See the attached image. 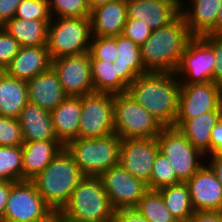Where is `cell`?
<instances>
[{"instance_id": "7dc6e473", "label": "cell", "mask_w": 222, "mask_h": 222, "mask_svg": "<svg viewBox=\"0 0 222 222\" xmlns=\"http://www.w3.org/2000/svg\"><path fill=\"white\" fill-rule=\"evenodd\" d=\"M216 35H222V2L220 4V9H219V11L217 13Z\"/></svg>"}, {"instance_id": "1f68e13d", "label": "cell", "mask_w": 222, "mask_h": 222, "mask_svg": "<svg viewBox=\"0 0 222 222\" xmlns=\"http://www.w3.org/2000/svg\"><path fill=\"white\" fill-rule=\"evenodd\" d=\"M0 180H22L21 146H0Z\"/></svg>"}, {"instance_id": "9a60e30c", "label": "cell", "mask_w": 222, "mask_h": 222, "mask_svg": "<svg viewBox=\"0 0 222 222\" xmlns=\"http://www.w3.org/2000/svg\"><path fill=\"white\" fill-rule=\"evenodd\" d=\"M158 152L157 137L122 139L119 164L130 174L148 184Z\"/></svg>"}, {"instance_id": "7c38bea8", "label": "cell", "mask_w": 222, "mask_h": 222, "mask_svg": "<svg viewBox=\"0 0 222 222\" xmlns=\"http://www.w3.org/2000/svg\"><path fill=\"white\" fill-rule=\"evenodd\" d=\"M99 178L114 210L135 208L148 191L146 183L130 174L119 163L103 172Z\"/></svg>"}, {"instance_id": "ab89813d", "label": "cell", "mask_w": 222, "mask_h": 222, "mask_svg": "<svg viewBox=\"0 0 222 222\" xmlns=\"http://www.w3.org/2000/svg\"><path fill=\"white\" fill-rule=\"evenodd\" d=\"M212 48L215 57L213 82L222 86V35L201 36Z\"/></svg>"}, {"instance_id": "ac0fdd59", "label": "cell", "mask_w": 222, "mask_h": 222, "mask_svg": "<svg viewBox=\"0 0 222 222\" xmlns=\"http://www.w3.org/2000/svg\"><path fill=\"white\" fill-rule=\"evenodd\" d=\"M92 37L122 35L127 20V0H116L90 10Z\"/></svg>"}, {"instance_id": "e575fe53", "label": "cell", "mask_w": 222, "mask_h": 222, "mask_svg": "<svg viewBox=\"0 0 222 222\" xmlns=\"http://www.w3.org/2000/svg\"><path fill=\"white\" fill-rule=\"evenodd\" d=\"M14 18L52 20L49 0H22Z\"/></svg>"}, {"instance_id": "4dcf8cb0", "label": "cell", "mask_w": 222, "mask_h": 222, "mask_svg": "<svg viewBox=\"0 0 222 222\" xmlns=\"http://www.w3.org/2000/svg\"><path fill=\"white\" fill-rule=\"evenodd\" d=\"M149 222H178L157 190H148L135 207Z\"/></svg>"}, {"instance_id": "f6af8a7d", "label": "cell", "mask_w": 222, "mask_h": 222, "mask_svg": "<svg viewBox=\"0 0 222 222\" xmlns=\"http://www.w3.org/2000/svg\"><path fill=\"white\" fill-rule=\"evenodd\" d=\"M13 183L14 182L0 180V222L4 221L5 207Z\"/></svg>"}, {"instance_id": "f1b7e54d", "label": "cell", "mask_w": 222, "mask_h": 222, "mask_svg": "<svg viewBox=\"0 0 222 222\" xmlns=\"http://www.w3.org/2000/svg\"><path fill=\"white\" fill-rule=\"evenodd\" d=\"M90 60L94 92L127 93L128 85L118 76V68L114 63L95 60L91 55Z\"/></svg>"}, {"instance_id": "7a4b0ae2", "label": "cell", "mask_w": 222, "mask_h": 222, "mask_svg": "<svg viewBox=\"0 0 222 222\" xmlns=\"http://www.w3.org/2000/svg\"><path fill=\"white\" fill-rule=\"evenodd\" d=\"M192 37L182 15L168 26L152 30L140 46L145 69L148 72H175Z\"/></svg>"}, {"instance_id": "cb8c5ba5", "label": "cell", "mask_w": 222, "mask_h": 222, "mask_svg": "<svg viewBox=\"0 0 222 222\" xmlns=\"http://www.w3.org/2000/svg\"><path fill=\"white\" fill-rule=\"evenodd\" d=\"M81 109V96H67L50 112L57 139L64 146L78 138Z\"/></svg>"}, {"instance_id": "7402d4cb", "label": "cell", "mask_w": 222, "mask_h": 222, "mask_svg": "<svg viewBox=\"0 0 222 222\" xmlns=\"http://www.w3.org/2000/svg\"><path fill=\"white\" fill-rule=\"evenodd\" d=\"M22 180H32L41 173L64 147L59 140L24 142L22 144Z\"/></svg>"}, {"instance_id": "681fc988", "label": "cell", "mask_w": 222, "mask_h": 222, "mask_svg": "<svg viewBox=\"0 0 222 222\" xmlns=\"http://www.w3.org/2000/svg\"><path fill=\"white\" fill-rule=\"evenodd\" d=\"M56 222H76L65 217L61 212H56Z\"/></svg>"}, {"instance_id": "44dd1931", "label": "cell", "mask_w": 222, "mask_h": 222, "mask_svg": "<svg viewBox=\"0 0 222 222\" xmlns=\"http://www.w3.org/2000/svg\"><path fill=\"white\" fill-rule=\"evenodd\" d=\"M28 101L51 112L67 95L63 91L57 73L51 67L49 70L26 81Z\"/></svg>"}, {"instance_id": "c3c4849f", "label": "cell", "mask_w": 222, "mask_h": 222, "mask_svg": "<svg viewBox=\"0 0 222 222\" xmlns=\"http://www.w3.org/2000/svg\"><path fill=\"white\" fill-rule=\"evenodd\" d=\"M113 1H116V0H87V4L89 6V9L91 10L95 7H98L109 2H113Z\"/></svg>"}, {"instance_id": "4fadbf2b", "label": "cell", "mask_w": 222, "mask_h": 222, "mask_svg": "<svg viewBox=\"0 0 222 222\" xmlns=\"http://www.w3.org/2000/svg\"><path fill=\"white\" fill-rule=\"evenodd\" d=\"M209 111H222V86L213 81L181 84L175 121H186Z\"/></svg>"}, {"instance_id": "4316f807", "label": "cell", "mask_w": 222, "mask_h": 222, "mask_svg": "<svg viewBox=\"0 0 222 222\" xmlns=\"http://www.w3.org/2000/svg\"><path fill=\"white\" fill-rule=\"evenodd\" d=\"M118 58L113 62L118 76L129 86L138 76L148 73L140 53V46L123 35L117 36Z\"/></svg>"}, {"instance_id": "d6986e66", "label": "cell", "mask_w": 222, "mask_h": 222, "mask_svg": "<svg viewBox=\"0 0 222 222\" xmlns=\"http://www.w3.org/2000/svg\"><path fill=\"white\" fill-rule=\"evenodd\" d=\"M52 67L47 45L20 47L18 53L4 70L9 76L29 80Z\"/></svg>"}, {"instance_id": "277c9868", "label": "cell", "mask_w": 222, "mask_h": 222, "mask_svg": "<svg viewBox=\"0 0 222 222\" xmlns=\"http://www.w3.org/2000/svg\"><path fill=\"white\" fill-rule=\"evenodd\" d=\"M114 211L101 179L85 176L60 212L76 222H111Z\"/></svg>"}, {"instance_id": "f907efd6", "label": "cell", "mask_w": 222, "mask_h": 222, "mask_svg": "<svg viewBox=\"0 0 222 222\" xmlns=\"http://www.w3.org/2000/svg\"><path fill=\"white\" fill-rule=\"evenodd\" d=\"M40 222H56V212H53L50 216H48L45 220Z\"/></svg>"}, {"instance_id": "d4e9b609", "label": "cell", "mask_w": 222, "mask_h": 222, "mask_svg": "<svg viewBox=\"0 0 222 222\" xmlns=\"http://www.w3.org/2000/svg\"><path fill=\"white\" fill-rule=\"evenodd\" d=\"M222 117V111H209L186 121H175L178 128L194 147L208 157L210 155L211 130Z\"/></svg>"}, {"instance_id": "836d02e7", "label": "cell", "mask_w": 222, "mask_h": 222, "mask_svg": "<svg viewBox=\"0 0 222 222\" xmlns=\"http://www.w3.org/2000/svg\"><path fill=\"white\" fill-rule=\"evenodd\" d=\"M49 9L52 18L90 17L87 0H49Z\"/></svg>"}, {"instance_id": "52a82bcc", "label": "cell", "mask_w": 222, "mask_h": 222, "mask_svg": "<svg viewBox=\"0 0 222 222\" xmlns=\"http://www.w3.org/2000/svg\"><path fill=\"white\" fill-rule=\"evenodd\" d=\"M114 132L121 139L155 138L164 126L128 93L113 94Z\"/></svg>"}, {"instance_id": "9c48e42d", "label": "cell", "mask_w": 222, "mask_h": 222, "mask_svg": "<svg viewBox=\"0 0 222 222\" xmlns=\"http://www.w3.org/2000/svg\"><path fill=\"white\" fill-rule=\"evenodd\" d=\"M53 212L33 182L21 180L11 186L3 222H40Z\"/></svg>"}, {"instance_id": "ffe728a7", "label": "cell", "mask_w": 222, "mask_h": 222, "mask_svg": "<svg viewBox=\"0 0 222 222\" xmlns=\"http://www.w3.org/2000/svg\"><path fill=\"white\" fill-rule=\"evenodd\" d=\"M221 2L222 0H186L183 2L181 15L192 36L216 35V19Z\"/></svg>"}, {"instance_id": "ba28073f", "label": "cell", "mask_w": 222, "mask_h": 222, "mask_svg": "<svg viewBox=\"0 0 222 222\" xmlns=\"http://www.w3.org/2000/svg\"><path fill=\"white\" fill-rule=\"evenodd\" d=\"M157 140L159 151L169 160L181 182H187L205 162L206 155L176 127H164Z\"/></svg>"}, {"instance_id": "e0dca14e", "label": "cell", "mask_w": 222, "mask_h": 222, "mask_svg": "<svg viewBox=\"0 0 222 222\" xmlns=\"http://www.w3.org/2000/svg\"><path fill=\"white\" fill-rule=\"evenodd\" d=\"M186 183L194 210L222 211V185L206 162Z\"/></svg>"}, {"instance_id": "7bdbcfd3", "label": "cell", "mask_w": 222, "mask_h": 222, "mask_svg": "<svg viewBox=\"0 0 222 222\" xmlns=\"http://www.w3.org/2000/svg\"><path fill=\"white\" fill-rule=\"evenodd\" d=\"M188 222H222V211L194 210Z\"/></svg>"}, {"instance_id": "d6a6232c", "label": "cell", "mask_w": 222, "mask_h": 222, "mask_svg": "<svg viewBox=\"0 0 222 222\" xmlns=\"http://www.w3.org/2000/svg\"><path fill=\"white\" fill-rule=\"evenodd\" d=\"M180 182L169 160L159 151L153 163L150 182L147 184L148 190H158Z\"/></svg>"}, {"instance_id": "603a6c76", "label": "cell", "mask_w": 222, "mask_h": 222, "mask_svg": "<svg viewBox=\"0 0 222 222\" xmlns=\"http://www.w3.org/2000/svg\"><path fill=\"white\" fill-rule=\"evenodd\" d=\"M18 120L21 125L24 142L58 140L49 111L28 101Z\"/></svg>"}, {"instance_id": "6da1fadb", "label": "cell", "mask_w": 222, "mask_h": 222, "mask_svg": "<svg viewBox=\"0 0 222 222\" xmlns=\"http://www.w3.org/2000/svg\"><path fill=\"white\" fill-rule=\"evenodd\" d=\"M181 83L174 72H148L138 76L127 93L164 126H174Z\"/></svg>"}, {"instance_id": "816d5d0a", "label": "cell", "mask_w": 222, "mask_h": 222, "mask_svg": "<svg viewBox=\"0 0 222 222\" xmlns=\"http://www.w3.org/2000/svg\"><path fill=\"white\" fill-rule=\"evenodd\" d=\"M181 5L183 4L184 0H177Z\"/></svg>"}, {"instance_id": "2e32d148", "label": "cell", "mask_w": 222, "mask_h": 222, "mask_svg": "<svg viewBox=\"0 0 222 222\" xmlns=\"http://www.w3.org/2000/svg\"><path fill=\"white\" fill-rule=\"evenodd\" d=\"M180 15L177 0H127V19L142 20L152 30L168 26Z\"/></svg>"}, {"instance_id": "b9f144b4", "label": "cell", "mask_w": 222, "mask_h": 222, "mask_svg": "<svg viewBox=\"0 0 222 222\" xmlns=\"http://www.w3.org/2000/svg\"><path fill=\"white\" fill-rule=\"evenodd\" d=\"M22 0H0V27L14 18Z\"/></svg>"}, {"instance_id": "74e56055", "label": "cell", "mask_w": 222, "mask_h": 222, "mask_svg": "<svg viewBox=\"0 0 222 222\" xmlns=\"http://www.w3.org/2000/svg\"><path fill=\"white\" fill-rule=\"evenodd\" d=\"M18 41L0 27V71H4L20 49Z\"/></svg>"}, {"instance_id": "30bf717a", "label": "cell", "mask_w": 222, "mask_h": 222, "mask_svg": "<svg viewBox=\"0 0 222 222\" xmlns=\"http://www.w3.org/2000/svg\"><path fill=\"white\" fill-rule=\"evenodd\" d=\"M113 133V94L93 92L82 96L78 138H100Z\"/></svg>"}, {"instance_id": "5b68a950", "label": "cell", "mask_w": 222, "mask_h": 222, "mask_svg": "<svg viewBox=\"0 0 222 222\" xmlns=\"http://www.w3.org/2000/svg\"><path fill=\"white\" fill-rule=\"evenodd\" d=\"M122 139L116 134L71 140L64 147L85 176L99 177L103 172L119 163Z\"/></svg>"}, {"instance_id": "8d00e7d4", "label": "cell", "mask_w": 222, "mask_h": 222, "mask_svg": "<svg viewBox=\"0 0 222 222\" xmlns=\"http://www.w3.org/2000/svg\"><path fill=\"white\" fill-rule=\"evenodd\" d=\"M23 143L18 118L0 115V146H22Z\"/></svg>"}, {"instance_id": "60d3db41", "label": "cell", "mask_w": 222, "mask_h": 222, "mask_svg": "<svg viewBox=\"0 0 222 222\" xmlns=\"http://www.w3.org/2000/svg\"><path fill=\"white\" fill-rule=\"evenodd\" d=\"M111 222H149L136 208H123L114 211Z\"/></svg>"}, {"instance_id": "8fae6325", "label": "cell", "mask_w": 222, "mask_h": 222, "mask_svg": "<svg viewBox=\"0 0 222 222\" xmlns=\"http://www.w3.org/2000/svg\"><path fill=\"white\" fill-rule=\"evenodd\" d=\"M214 66L213 48L201 36H193L174 73L181 84L205 83L213 81Z\"/></svg>"}, {"instance_id": "484cf974", "label": "cell", "mask_w": 222, "mask_h": 222, "mask_svg": "<svg viewBox=\"0 0 222 222\" xmlns=\"http://www.w3.org/2000/svg\"><path fill=\"white\" fill-rule=\"evenodd\" d=\"M27 102V82L0 71V115L18 118Z\"/></svg>"}, {"instance_id": "83f0119b", "label": "cell", "mask_w": 222, "mask_h": 222, "mask_svg": "<svg viewBox=\"0 0 222 222\" xmlns=\"http://www.w3.org/2000/svg\"><path fill=\"white\" fill-rule=\"evenodd\" d=\"M51 20L13 18L2 27L21 47L47 45L48 26Z\"/></svg>"}, {"instance_id": "3957f363", "label": "cell", "mask_w": 222, "mask_h": 222, "mask_svg": "<svg viewBox=\"0 0 222 222\" xmlns=\"http://www.w3.org/2000/svg\"><path fill=\"white\" fill-rule=\"evenodd\" d=\"M84 177L71 154L63 147L49 165L31 181L45 203L54 212H60Z\"/></svg>"}, {"instance_id": "bcb514c9", "label": "cell", "mask_w": 222, "mask_h": 222, "mask_svg": "<svg viewBox=\"0 0 222 222\" xmlns=\"http://www.w3.org/2000/svg\"><path fill=\"white\" fill-rule=\"evenodd\" d=\"M208 156V158L206 157V163L214 171L216 177L218 178V181L222 185V154H212Z\"/></svg>"}, {"instance_id": "f546056e", "label": "cell", "mask_w": 222, "mask_h": 222, "mask_svg": "<svg viewBox=\"0 0 222 222\" xmlns=\"http://www.w3.org/2000/svg\"><path fill=\"white\" fill-rule=\"evenodd\" d=\"M166 208L178 222H188L194 212L190 190L186 182L162 187L157 190Z\"/></svg>"}, {"instance_id": "f35d334b", "label": "cell", "mask_w": 222, "mask_h": 222, "mask_svg": "<svg viewBox=\"0 0 222 222\" xmlns=\"http://www.w3.org/2000/svg\"><path fill=\"white\" fill-rule=\"evenodd\" d=\"M152 34V29L142 20L127 19L122 35L141 46Z\"/></svg>"}, {"instance_id": "d590c367", "label": "cell", "mask_w": 222, "mask_h": 222, "mask_svg": "<svg viewBox=\"0 0 222 222\" xmlns=\"http://www.w3.org/2000/svg\"><path fill=\"white\" fill-rule=\"evenodd\" d=\"M89 54L95 60L113 63L118 58L117 36L92 37Z\"/></svg>"}, {"instance_id": "ee69618b", "label": "cell", "mask_w": 222, "mask_h": 222, "mask_svg": "<svg viewBox=\"0 0 222 222\" xmlns=\"http://www.w3.org/2000/svg\"><path fill=\"white\" fill-rule=\"evenodd\" d=\"M222 154V117L211 130L210 155Z\"/></svg>"}, {"instance_id": "5bb4252c", "label": "cell", "mask_w": 222, "mask_h": 222, "mask_svg": "<svg viewBox=\"0 0 222 222\" xmlns=\"http://www.w3.org/2000/svg\"><path fill=\"white\" fill-rule=\"evenodd\" d=\"M52 68L67 96L82 97L94 92L89 52L53 59Z\"/></svg>"}, {"instance_id": "8992f818", "label": "cell", "mask_w": 222, "mask_h": 222, "mask_svg": "<svg viewBox=\"0 0 222 222\" xmlns=\"http://www.w3.org/2000/svg\"><path fill=\"white\" fill-rule=\"evenodd\" d=\"M92 39L90 18H52L47 48L51 59L88 53Z\"/></svg>"}]
</instances>
